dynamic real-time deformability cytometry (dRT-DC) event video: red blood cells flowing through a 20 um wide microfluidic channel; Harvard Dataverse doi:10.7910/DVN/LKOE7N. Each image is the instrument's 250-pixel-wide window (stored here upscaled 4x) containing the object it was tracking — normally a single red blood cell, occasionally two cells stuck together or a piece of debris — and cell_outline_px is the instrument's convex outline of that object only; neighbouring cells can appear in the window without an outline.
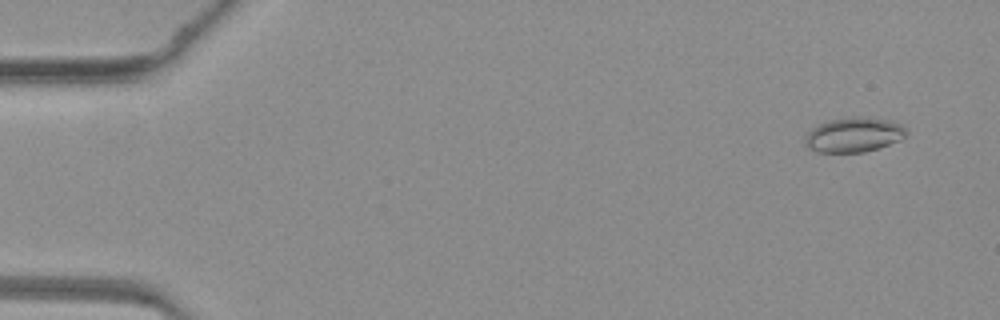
{"species": "common noctule bat (a hibernating species)", "species_latin": "Nyctalus noctula", "temperature_condition": "warm", "stored_images_in_passage": 46, "camera_frame_rate_fps": 3000, "um_per_image_px": 0.085, "animal": {"sex": "female", "body_mass_g": 19.3, "forearm_length_mm": 54.1}, "frame": {"image": 1, "passage_image": 2, "time_ms": 0.333, "image_size_px": [1000, 320], "cell_outline_px": [[908, 132], [900, 140], [880, 148], [864, 152], [820, 152], [808, 148], [804, 144], [804, 136], [812, 128], [828, 120], [856, 116], [888, 120], [900, 124]], "centroid_in_image_um": [72.55, 11.46], "position_along_channel_um": 12.5, "area_um2": 20.46}}
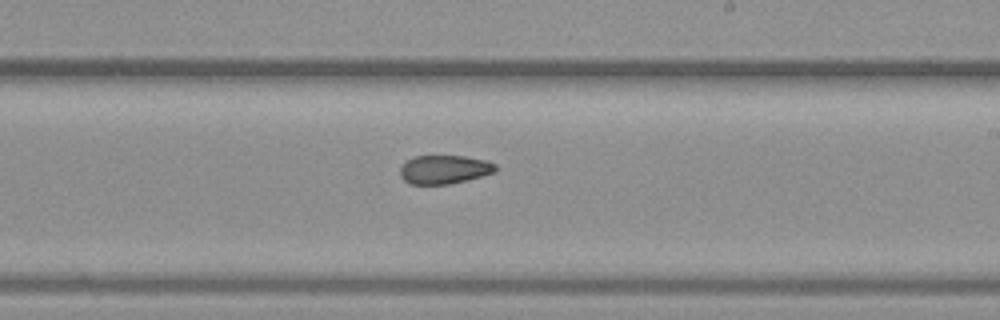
{"frame": {"image": 2, "passage_image": 27, "time_ms": 8.667, "image_size_px": [1000, 320], "cell_outline_px": [[496, 172], [468, 180], [448, 184], [408, 184], [400, 176], [400, 168], [408, 160], [416, 156], [464, 156], [484, 160], [496, 164]], "centroid_in_image_um": [37.77, 14.41], "position_along_channel_um": 251.2, "area_um2": 15.9}}
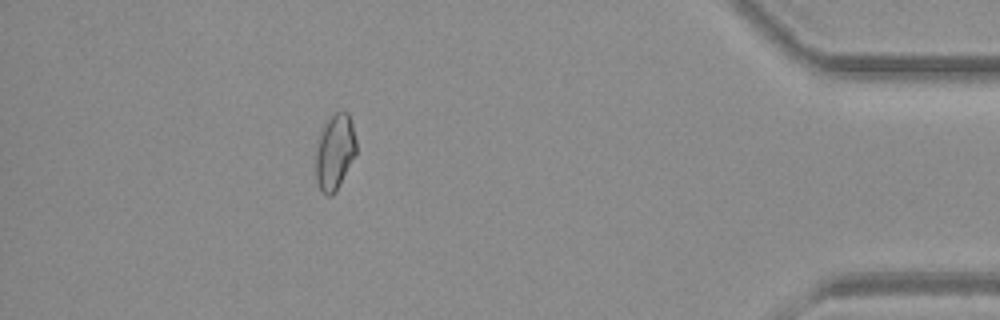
{"frame": {"image": 3, "passage_image": 41, "time_ms": 13.333, "image_size_px": [1000, 320], "cell_outline_px": [[356, 152], [336, 192], [332, 196], [328, 196], [320, 188], [316, 180], [316, 136], [320, 128], [336, 112], [348, 112], [352, 124], [356, 140]], "centroid_in_image_um": [28.43, 12.89], "position_along_channel_um": 406.8, "area_um2": 17.92}}